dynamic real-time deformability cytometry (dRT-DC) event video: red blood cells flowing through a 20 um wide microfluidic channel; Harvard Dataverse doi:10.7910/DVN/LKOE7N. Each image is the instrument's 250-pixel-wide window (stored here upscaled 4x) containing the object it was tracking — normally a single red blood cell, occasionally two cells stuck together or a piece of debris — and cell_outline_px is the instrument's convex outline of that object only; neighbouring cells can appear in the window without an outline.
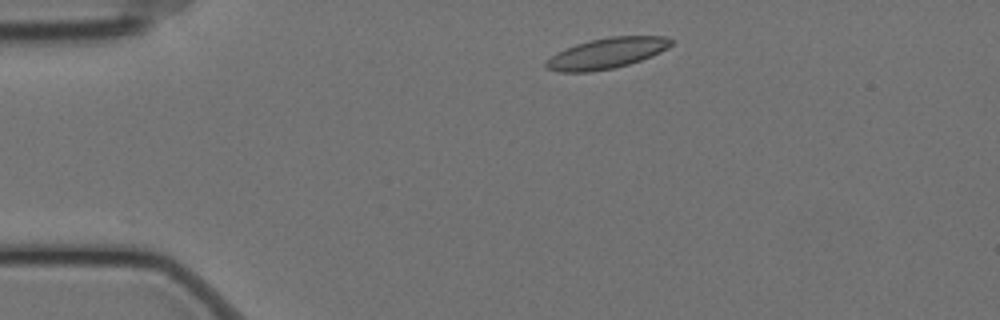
{"species": "Egyptian fruit bat (a non-hibernating species)", "species_latin": "Rousettus aegyptiacus", "temperature_condition": "cold", "stored_images_in_passage": 18, "camera_frame_rate_fps": 3000, "um_per_image_px": 0.085, "animal": {"sex": "female"}, "frame": {"image": 1, "passage_image": 1, "time_ms": 0.0, "image_size_px": [1000, 320], "cell_outline_px": [[676, 40], [668, 48], [652, 56], [628, 64], [612, 68], [592, 72], [560, 72], [544, 68], [544, 64], [556, 52], [576, 44], [588, 40], [612, 36], [664, 36]], "centroid_in_image_um": [51.58, 4.52], "position_along_channel_um": 33.4, "area_um2": 22.43}}
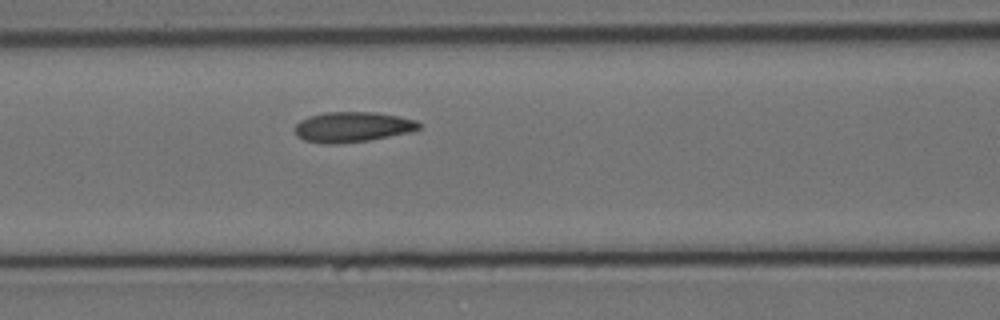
{"frame": {"image": 2, "passage_image": 14, "time_ms": 4.333, "image_size_px": [1000, 320], "cell_outline_px": [[420, 128], [408, 132], [368, 140], [336, 144], [328, 144], [304, 140], [296, 136], [296, 124], [300, 120], [308, 116], [324, 112], [372, 112], [396, 116], [416, 120], [420, 124]], "centroid_in_image_um": [29.91, 10.79], "position_along_channel_um": 136.7, "area_um2": 21.62}}
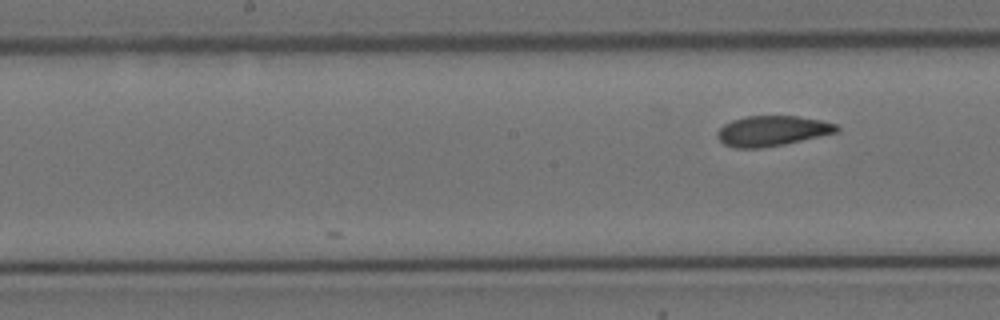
{"frame": {"image": 3, "passage_image": 18, "time_ms": 5.667, "image_size_px": [1000, 320], "cell_outline_px": [[840, 128], [836, 132], [820, 136], [784, 144], [760, 148], [736, 148], [724, 144], [716, 136], [716, 132], [724, 124], [732, 120], [748, 116], [796, 116], [820, 120], [836, 124]], "centroid_in_image_um": [65.6, 11.12], "position_along_channel_um": 182.6, "area_um2": 20.87}}